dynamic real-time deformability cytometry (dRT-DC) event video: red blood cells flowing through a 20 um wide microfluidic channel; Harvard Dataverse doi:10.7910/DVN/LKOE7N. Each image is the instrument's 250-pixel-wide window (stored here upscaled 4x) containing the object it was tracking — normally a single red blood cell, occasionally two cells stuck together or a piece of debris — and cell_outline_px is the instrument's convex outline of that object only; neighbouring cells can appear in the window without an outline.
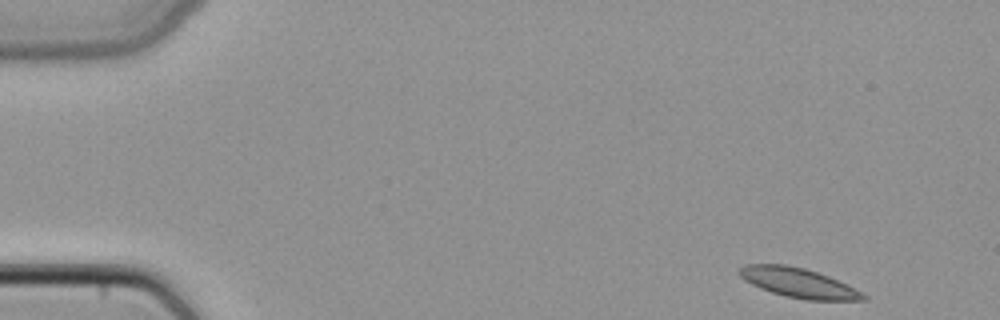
{"species": "common noctule bat (a hibernating species)", "species_latin": "Nyctalus noctula", "temperature_condition": "cold", "stored_images_in_passage": 33, "camera_frame_rate_fps": 3000, "um_per_image_px": 0.085, "animal": {"sex": "female", "body_mass_g": 22.7, "forearm_length_mm": 54.2}, "frame": {"image": 1, "passage_image": 1, "time_ms": 0.0, "image_size_px": [1000, 320], "cell_outline_px": [[868, 300], [808, 300], [784, 296], [760, 288], [744, 280], [736, 272], [744, 264], [788, 264], [804, 268], [828, 276], [868, 296]], "centroid_in_image_um": [67.81, 24.03], "position_along_channel_um": 17.2, "area_um2": 21.15}}
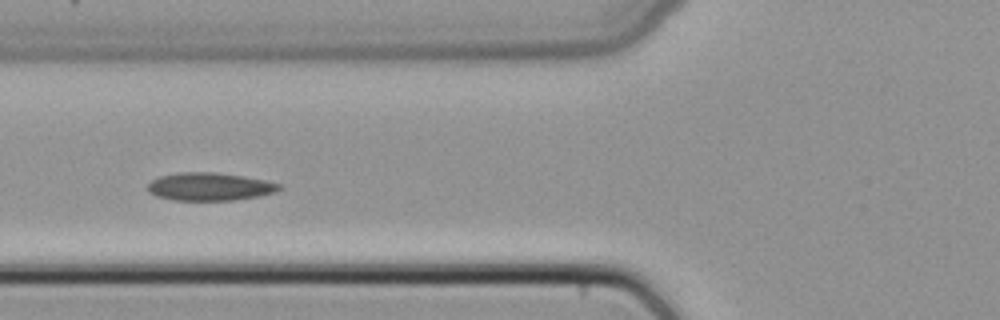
{"frame": {"image": 2, "passage_image": 16, "time_ms": 5.0, "image_size_px": [1000, 320], "cell_outline_px": [[284, 188], [276, 192], [260, 196], [232, 200], [172, 200], [156, 196], [148, 192], [148, 184], [152, 180], [160, 176], [180, 172], [216, 172], [244, 176], [264, 180], [280, 184]], "centroid_in_image_um": [17.84, 15.86], "position_along_channel_um": 108.0, "area_um2": 21.5}}
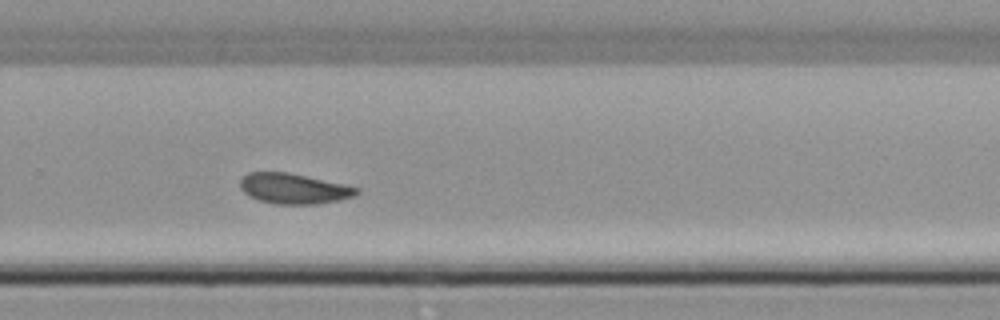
{"frame": {"image": 3, "passage_image": 30, "time_ms": 9.667, "image_size_px": [1000, 320], "cell_outline_px": [[360, 192], [352, 196], [336, 200], [316, 204], [276, 204], [260, 200], [248, 196], [240, 188], [240, 180], [248, 172], [288, 172], [344, 184], [360, 188]], "centroid_in_image_um": [24.94, 16.02], "position_along_channel_um": 304.9, "area_um2": 20.46}}